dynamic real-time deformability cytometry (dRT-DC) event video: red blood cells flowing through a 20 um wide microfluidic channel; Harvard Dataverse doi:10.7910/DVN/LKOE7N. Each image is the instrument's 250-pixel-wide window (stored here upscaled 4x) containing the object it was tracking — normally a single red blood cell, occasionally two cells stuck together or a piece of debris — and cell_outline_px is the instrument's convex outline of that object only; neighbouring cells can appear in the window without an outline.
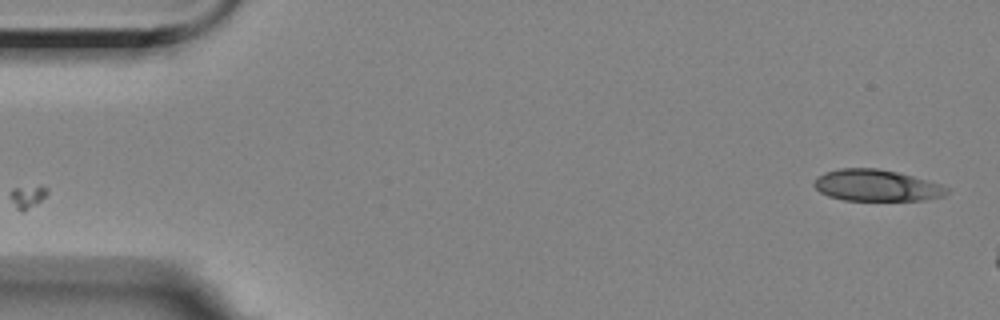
{"species": "Egyptian fruit bat (a non-hibernating species)", "species_latin": "Rousettus aegyptiacus", "temperature_condition": "room temperature", "stored_images_in_passage": 15, "camera_frame_rate_fps": 3000, "um_per_image_px": 0.085, "animal": {"sex": "female"}, "frame": {"image": 1, "passage_image": 1, "time_ms": 0.0, "image_size_px": [1000, 320], "cell_outline_px": [[948, 192], [944, 196], [924, 200], [844, 200], [828, 196], [820, 192], [812, 184], [824, 172], [840, 168], [876, 168], [896, 172], [928, 180], [940, 184], [948, 188]], "centroid_in_image_um": [74.5, 15.76], "position_along_channel_um": 10.5, "area_um2": 24.22}}
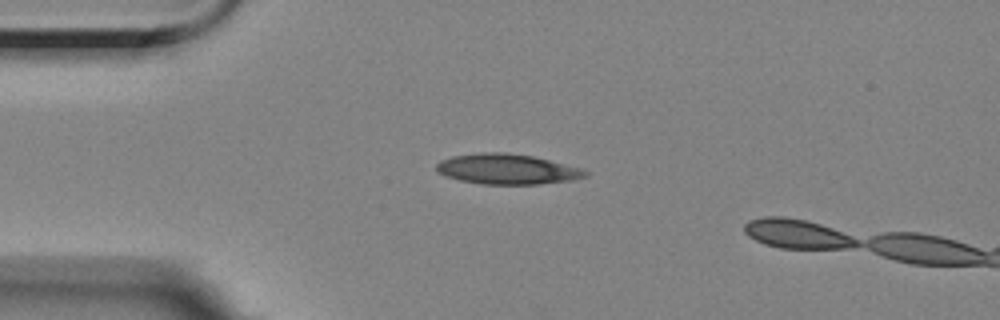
{"frame": {"image": 2, "passage_image": 12, "time_ms": 3.667, "image_size_px": [1000, 320], "cell_outline_px": [[588, 176], [572, 180], [540, 184], [480, 184], [460, 180], [436, 172], [436, 164], [440, 160], [452, 156], [480, 152], [504, 152], [532, 156], [580, 168], [588, 172]], "centroid_in_image_um": [43.07, 14.37], "position_along_channel_um": 41.9, "area_um2": 26.18}}